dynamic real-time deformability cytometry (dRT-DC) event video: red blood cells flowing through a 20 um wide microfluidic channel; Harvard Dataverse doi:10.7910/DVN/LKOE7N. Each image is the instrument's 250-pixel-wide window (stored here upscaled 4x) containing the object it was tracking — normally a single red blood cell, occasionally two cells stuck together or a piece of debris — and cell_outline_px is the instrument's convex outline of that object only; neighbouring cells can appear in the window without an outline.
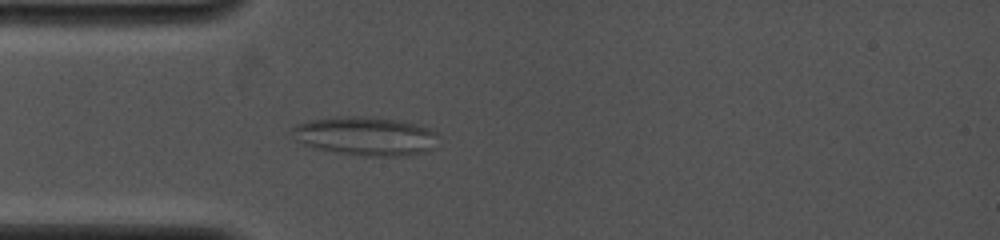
{"species": "common noctule bat (a hibernating species)", "species_latin": "Nyctalus noctula", "temperature_condition": "cold", "stored_images_in_passage": 12, "camera_frame_rate_fps": 4000, "um_per_image_px": 0.085, "animal": {"sex": "female", "body_mass_g": 19.0, "forearm_length_mm": 53.3}, "frame": {"image": 1, "passage_image": 4, "time_ms": 1.5, "image_size_px": [1000, 240], "cell_outline_px": [[436, 132], [432, 148], [424, 152], [400, 156], [364, 156], [312, 148], [296, 140], [288, 132], [296, 124], [308, 120], [344, 116], [364, 116], [404, 120], [428, 128]], "centroid_in_image_um": [31.0, 11.55], "position_along_channel_um": 54.0, "area_um2": 33.06}}
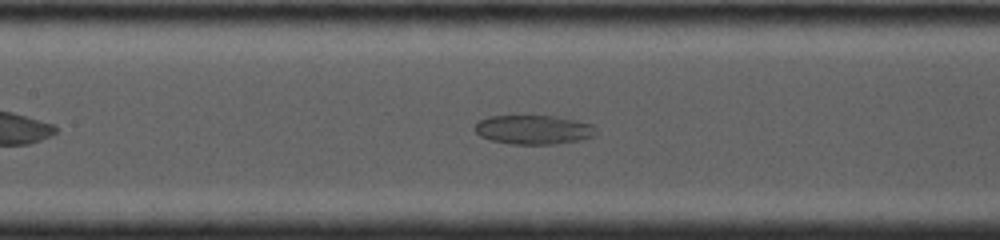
{"frame": {"image": 2, "passage_image": 9, "time_ms": 4.25, "image_size_px": [1000, 240], "cell_outline_px": [[596, 136], [580, 140], [556, 144], [508, 144], [492, 140], [480, 136], [472, 128], [480, 120], [488, 116], [556, 116], [576, 120], [592, 124], [596, 128]], "centroid_in_image_um": [45.36, 11.02], "position_along_channel_um": 162.0, "area_um2": 20.75}}
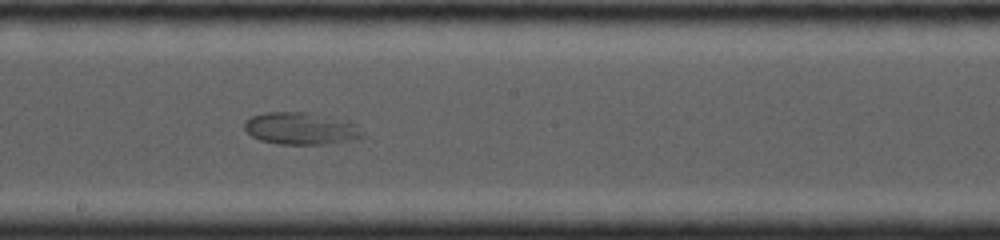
{"frame": {"image": 3, "passage_image": 12, "time_ms": 5.75, "image_size_px": [1000, 240], "cell_outline_px": [[364, 136], [352, 140], [324, 144], [280, 144], [260, 140], [252, 136], [244, 128], [244, 124], [252, 116], [264, 112], [308, 112], [348, 120], [356, 124], [364, 132]], "centroid_in_image_um": [25.62, 10.91], "position_along_channel_um": 222.6, "area_um2": 22.2}}